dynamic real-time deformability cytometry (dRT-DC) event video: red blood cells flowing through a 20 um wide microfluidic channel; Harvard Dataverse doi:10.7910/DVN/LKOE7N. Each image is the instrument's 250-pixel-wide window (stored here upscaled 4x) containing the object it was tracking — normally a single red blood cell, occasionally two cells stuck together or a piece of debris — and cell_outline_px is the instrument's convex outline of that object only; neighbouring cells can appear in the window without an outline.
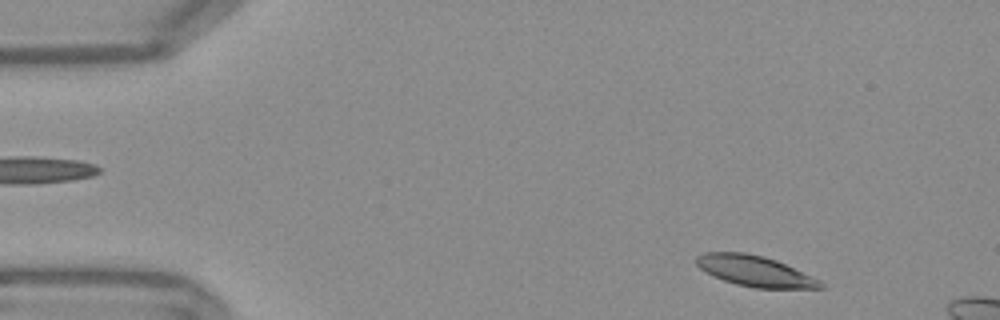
{"species": "Egyptian fruit bat (a non-hibernating species)", "species_latin": "Rousettus aegyptiacus", "temperature_condition": "warm", "stored_images_in_passage": 50, "segment_of_instrument_passage": [1, 2], "camera_frame_rate_fps": 3000, "um_per_image_px": 0.085, "frame": {"image": 1, "passage_image": 2, "time_ms": 0.333, "image_size_px": [1000, 320], "cell_outline_px": [[824, 288], [752, 288], [736, 284], [712, 276], [700, 268], [696, 264], [696, 256], [704, 252], [744, 252], [764, 256], [776, 260], [820, 280], [824, 284]], "centroid_in_image_um": [64.14, 23.04], "position_along_channel_um": 20.9, "area_um2": 22.14}}
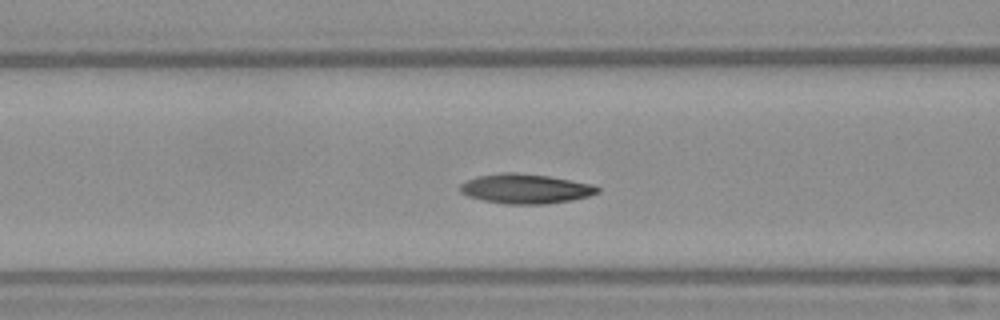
{"frame": {"image": 2, "passage_image": 17, "time_ms": 5.333, "image_size_px": [1000, 320], "cell_outline_px": [[600, 192], [588, 196], [572, 200], [544, 204], [508, 204], [484, 200], [468, 196], [460, 192], [460, 184], [476, 176], [500, 172], [516, 172], [548, 176], [592, 184], [600, 188]], "centroid_in_image_um": [44.66, 16.03], "position_along_channel_um": 121.9, "area_um2": 23.7}}
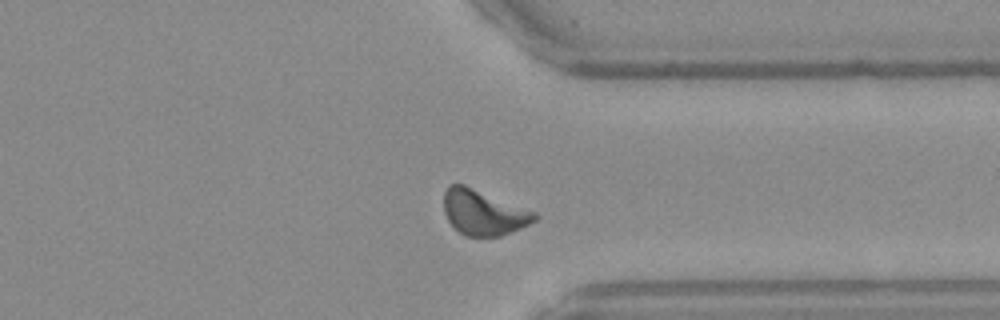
{"frame": {"image": 3, "passage_image": 37, "time_ms": 12.0, "image_size_px": [1000, 320], "cell_outline_px": [[540, 216], [536, 220], [520, 228], [500, 236], [468, 236], [460, 232], [448, 220], [444, 212], [444, 192], [448, 184], [464, 184], [536, 212]], "centroid_in_image_um": [41.09, 18.04], "position_along_channel_um": 370.3, "area_um2": 23.76}}